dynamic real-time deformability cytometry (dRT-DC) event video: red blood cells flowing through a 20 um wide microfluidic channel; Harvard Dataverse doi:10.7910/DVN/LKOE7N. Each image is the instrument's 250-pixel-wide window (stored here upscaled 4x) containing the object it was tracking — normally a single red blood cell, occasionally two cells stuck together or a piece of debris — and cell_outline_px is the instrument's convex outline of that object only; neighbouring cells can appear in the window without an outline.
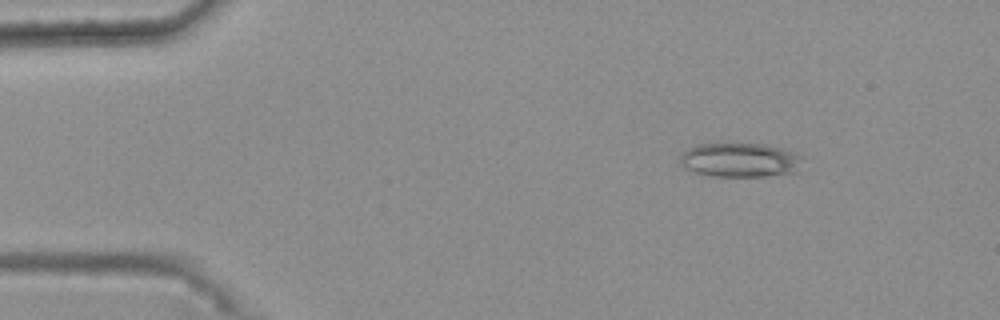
{"species": "common noctule bat (a hibernating species)", "species_latin": "Nyctalus noctula", "temperature_condition": "warm", "stored_images_in_passage": 47, "camera_frame_rate_fps": 3000, "um_per_image_px": 0.085, "animal": {"sex": "female", "body_mass_g": 25.1}, "frame": {"image": 1, "passage_image": 7, "time_ms": 2.0, "image_size_px": [1000, 320], "cell_outline_px": [[804, 156], [796, 172], [764, 176], [712, 176], [680, 168], [680, 156], [688, 148], [696, 144], [728, 140], [768, 144]], "centroid_in_image_um": [62.84, 13.54], "position_along_channel_um": 22.2, "area_um2": 25.49}}
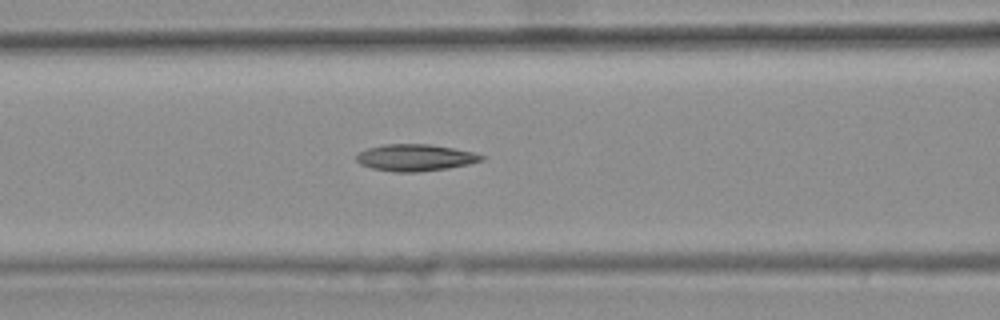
{"frame": {"image": 2, "passage_image": 22, "time_ms": 7.0, "image_size_px": [1000, 320], "cell_outline_px": [[488, 156], [484, 160], [468, 164], [448, 168], [420, 172], [392, 172], [372, 168], [360, 164], [356, 160], [356, 156], [360, 152], [368, 148], [384, 144], [428, 144], [452, 148], [472, 152]], "centroid_in_image_um": [35.31, 13.4], "position_along_channel_um": 131.3, "area_um2": 19.54}}
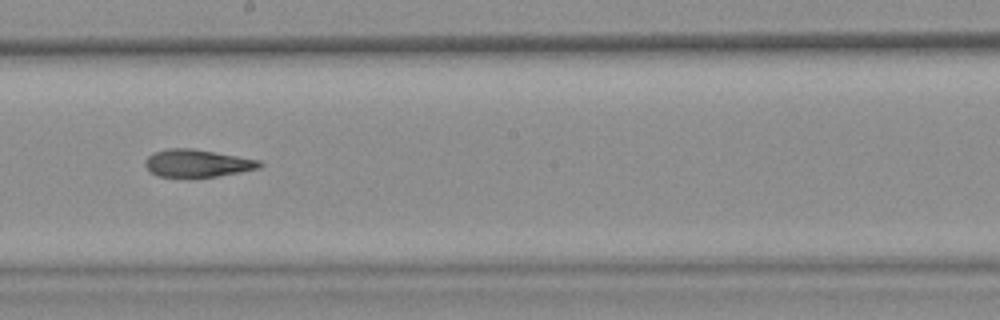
{"frame": {"image": 3, "passage_image": 30, "time_ms": 9.667, "image_size_px": [1000, 320], "cell_outline_px": [[264, 164], [260, 168], [240, 172], [216, 176], [156, 176], [144, 164], [144, 160], [148, 156], [156, 152], [168, 148], [192, 148], [260, 160]], "centroid_in_image_um": [16.79, 13.86], "position_along_channel_um": 231.4, "area_um2": 18.09}, "authors_computed_cell_mechanics": {"area_um2": 19.4208, "velocity_mm_per_s": 3.7641, "shape_relaxation_time_tau1_ms": null, "shape_relaxation_time_tau2_ms": 4.7674, "deformation_change_tau1": null, "deformation_change_tau2": 0.1542}}